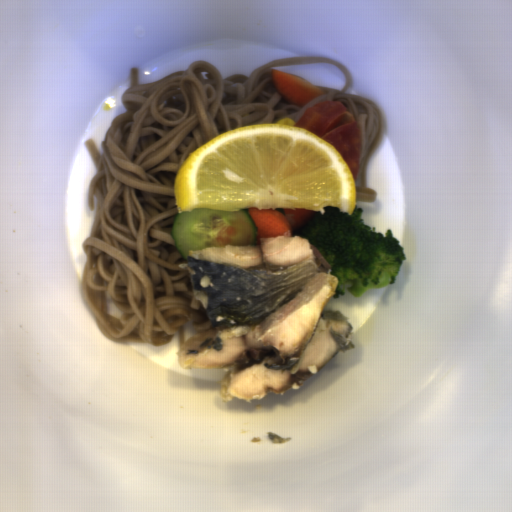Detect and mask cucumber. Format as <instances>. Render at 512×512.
Instances as JSON below:
<instances>
[{
	"instance_id": "8b760119",
	"label": "cucumber",
	"mask_w": 512,
	"mask_h": 512,
	"mask_svg": "<svg viewBox=\"0 0 512 512\" xmlns=\"http://www.w3.org/2000/svg\"><path fill=\"white\" fill-rule=\"evenodd\" d=\"M170 234L175 246L187 260L189 251L205 248L255 246L257 227L244 210L194 209L177 212Z\"/></svg>"
}]
</instances>
